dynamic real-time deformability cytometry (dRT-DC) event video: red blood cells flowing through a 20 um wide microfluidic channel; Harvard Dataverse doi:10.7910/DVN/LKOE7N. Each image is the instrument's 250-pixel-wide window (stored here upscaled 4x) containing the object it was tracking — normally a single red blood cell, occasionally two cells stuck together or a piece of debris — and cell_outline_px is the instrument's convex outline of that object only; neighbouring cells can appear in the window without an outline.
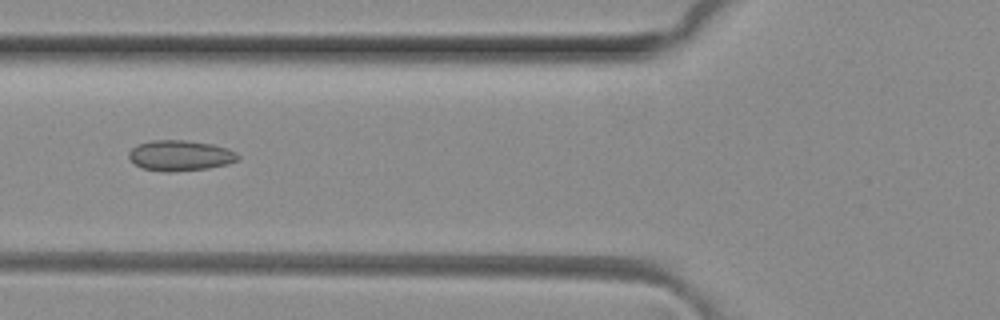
{"species": "common noctule bat (a hibernating species)", "species_latin": "Nyctalus noctula", "temperature_condition": "room temperature", "stored_images_in_passage": 6, "camera_frame_rate_fps": 3000, "um_per_image_px": 0.085, "animal": {"sex": "female", "body_mass_g": 29.2, "forearm_length_mm": 56.3}, "frame": {"image": 1, "passage_image": 6, "time_ms": 1.667, "image_size_px": [1000, 320], "cell_outline_px": [[240, 156], [236, 160], [228, 164], [208, 168], [172, 172], [168, 172], [144, 168], [136, 164], [128, 156], [128, 152], [132, 148], [140, 144], [152, 140], [184, 140], [212, 144], [236, 152]], "centroid_in_image_um": [15.32, 13.22], "position_along_channel_um": 110.5, "area_um2": 19.13}}